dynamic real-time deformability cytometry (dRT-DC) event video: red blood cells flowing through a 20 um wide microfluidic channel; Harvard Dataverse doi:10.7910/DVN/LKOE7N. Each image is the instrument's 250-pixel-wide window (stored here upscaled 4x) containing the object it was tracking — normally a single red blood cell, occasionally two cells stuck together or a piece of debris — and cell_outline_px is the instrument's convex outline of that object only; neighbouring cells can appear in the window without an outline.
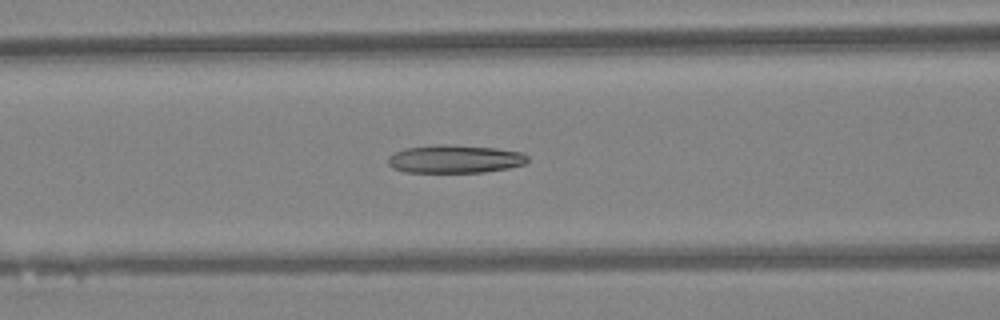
{"species": "Egyptian fruit bat (a non-hibernating species)", "species_latin": "Rousettus aegyptiacus", "temperature_condition": "warm", "stored_images_in_passage": 41, "camera_frame_rate_fps": 3000, "um_per_image_px": 0.085, "animal": {"sex": "female"}, "frame": {"image": 1, "passage_image": 14, "time_ms": 4.333, "image_size_px": [1000, 320], "cell_outline_px": [[528, 160], [524, 164], [508, 168], [484, 172], [404, 172], [392, 168], [388, 164], [388, 156], [404, 148], [432, 144], [448, 144], [496, 148], [520, 152], [528, 156]], "centroid_in_image_um": [38.62, 13.51], "position_along_channel_um": 128.0, "area_um2": 23.0}}
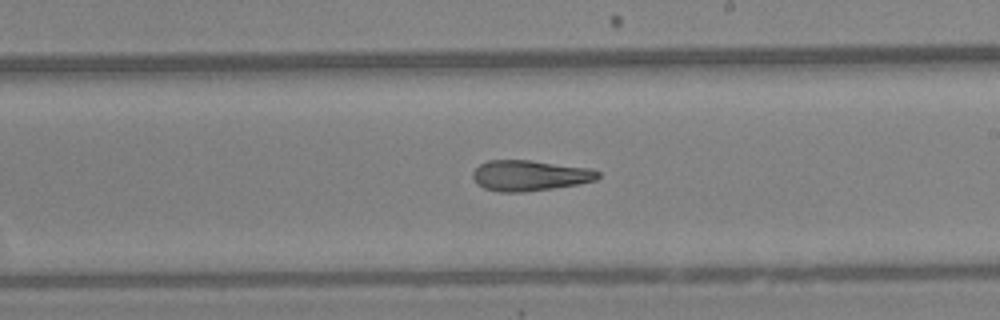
{"frame": {"image": 2, "passage_image": 22, "time_ms": 7.0, "image_size_px": [1000, 320], "cell_outline_px": [[600, 176], [596, 180], [580, 184], [524, 192], [500, 192], [484, 188], [476, 184], [472, 176], [472, 172], [480, 164], [488, 160], [528, 160], [588, 168], [600, 172]], "centroid_in_image_um": [45.0, 14.92], "position_along_channel_um": 244.0, "area_um2": 22.31}}
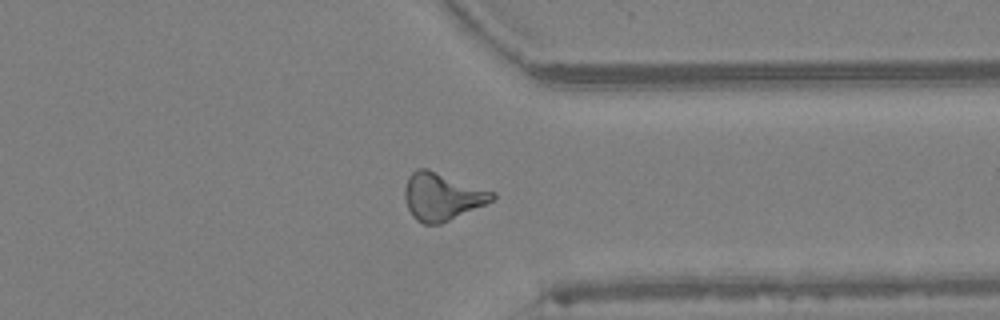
{"frame": {"image": 3, "passage_image": 31, "time_ms": 10.0, "image_size_px": [1000, 320], "cell_outline_px": [[496, 196], [492, 200], [484, 204], [440, 224], [424, 224], [416, 220], [412, 216], [408, 208], [404, 196], [404, 188], [408, 176], [416, 168], [428, 168], [496, 192]], "centroid_in_image_um": [37.54, 16.68], "position_along_channel_um": 373.9, "area_um2": 24.22}, "authors_computed_cell_mechanics": {"area_um2": 22.9466, "velocity_mm_per_s": 4.3728, "shape_relaxation_time_tau1_ms": null, "shape_relaxation_time_tau2_ms": 4.3318, "deformation_change_tau1": null, "deformation_change_tau2": 0.165}}